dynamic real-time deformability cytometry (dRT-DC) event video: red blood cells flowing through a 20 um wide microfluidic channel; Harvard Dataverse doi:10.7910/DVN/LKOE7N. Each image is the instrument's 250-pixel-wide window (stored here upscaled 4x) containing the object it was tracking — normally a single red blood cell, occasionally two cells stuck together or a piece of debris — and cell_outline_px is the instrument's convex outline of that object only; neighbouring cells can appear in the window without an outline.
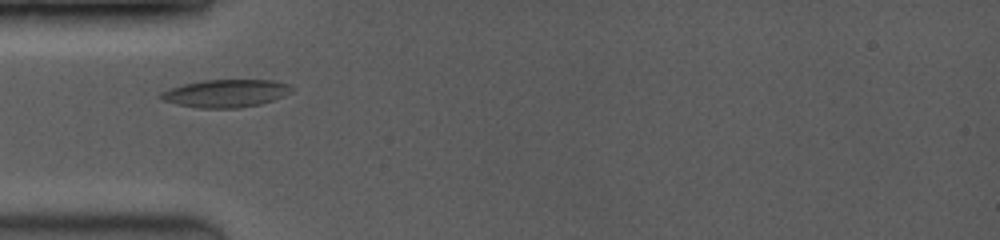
{"species": "common noctule bat (a hibernating species)", "species_latin": "Nyctalus noctula", "temperature_condition": "room temperature", "stored_images_in_passage": 16, "camera_frame_rate_fps": 3500, "um_per_image_px": 0.085, "animal": {"sex": "female", "body_mass_g": 19.0, "forearm_length_mm": 53.3}, "frame": {"image": 1, "passage_image": 10, "time_ms": 1.714, "image_size_px": [1000, 240], "cell_outline_px": [[296, 88], [292, 92], [272, 100], [260, 104], [240, 108], [200, 108], [176, 104], [160, 100], [156, 96], [160, 92], [184, 84], [204, 80], [272, 80], [288, 84]], "centroid_in_image_um": [19.17, 7.94], "position_along_channel_um": 65.8, "area_um2": 21.27}}
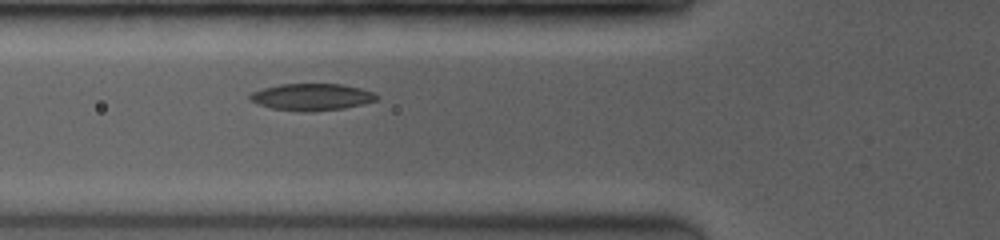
{"frame": {"image": 2, "passage_image": 14, "time_ms": 2.571, "image_size_px": [1000, 240], "cell_outline_px": [[380, 96], [376, 100], [344, 108], [312, 112], [300, 112], [272, 108], [248, 100], [248, 96], [252, 92], [264, 88], [280, 84], [340, 84], [360, 88], [372, 92]], "centroid_in_image_um": [26.47, 8.25], "position_along_channel_um": 99.3, "area_um2": 19.77}}